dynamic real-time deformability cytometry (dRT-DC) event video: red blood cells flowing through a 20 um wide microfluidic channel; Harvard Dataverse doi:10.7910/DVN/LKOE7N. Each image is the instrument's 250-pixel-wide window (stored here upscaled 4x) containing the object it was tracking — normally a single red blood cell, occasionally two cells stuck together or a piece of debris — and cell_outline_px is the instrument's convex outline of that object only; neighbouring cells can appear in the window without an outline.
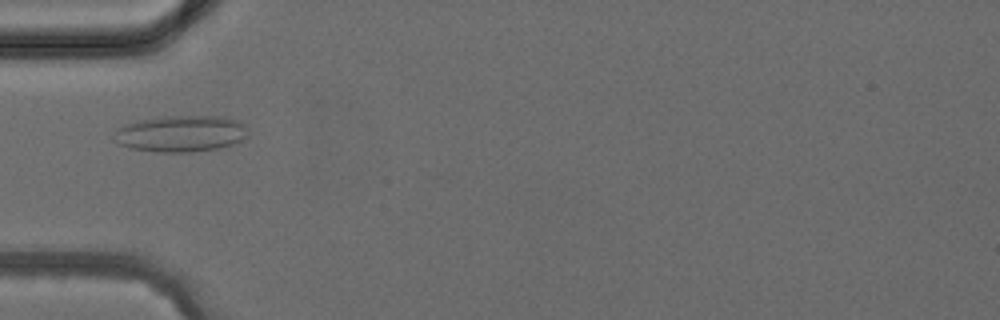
{"species": "common noctule bat (a hibernating species)", "species_latin": "Nyctalus noctula", "temperature_condition": "cold", "stored_images_in_passage": 5, "camera_frame_rate_fps": 3000, "um_per_image_px": 0.085, "animal": {"sex": "female", "body_mass_g": 24.6, "forearm_length_mm": 56.2}, "frame": {"image": 1, "passage_image": 4, "time_ms": 3.667, "image_size_px": [1000, 320], "cell_outline_px": [[248, 136], [244, 140], [220, 148], [192, 152], [156, 152], [132, 148], [120, 144], [116, 140], [112, 132], [116, 128], [124, 124], [136, 120], [164, 116], [224, 116], [236, 120], [244, 124]], "centroid_in_image_um": [15.36, 11.35], "position_along_channel_um": 69.6, "area_um2": 28.73}}